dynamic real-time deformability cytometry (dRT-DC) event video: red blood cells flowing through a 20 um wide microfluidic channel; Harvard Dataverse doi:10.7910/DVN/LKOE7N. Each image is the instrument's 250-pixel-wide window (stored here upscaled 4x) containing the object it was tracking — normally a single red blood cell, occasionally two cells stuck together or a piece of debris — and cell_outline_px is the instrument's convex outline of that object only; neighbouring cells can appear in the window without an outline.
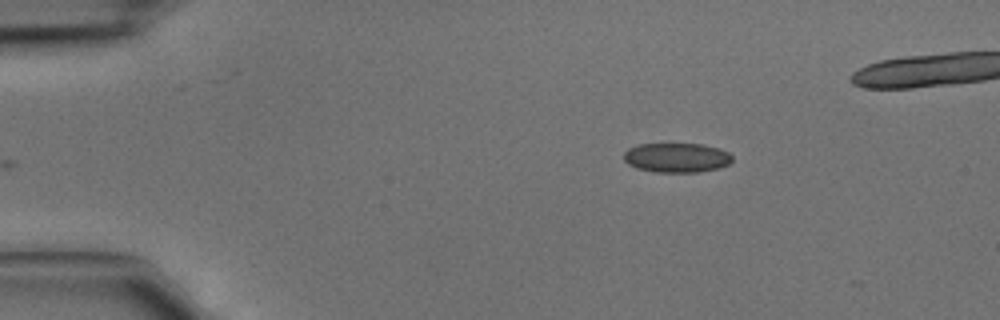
{"species": "common noctule bat (a hibernating species)", "species_latin": "Nyctalus noctula", "temperature_condition": "cold", "stored_images_in_passage": 3, "camera_frame_rate_fps": 3000, "um_per_image_px": 0.085, "animal": {"sex": "male", "body_mass_g": 15.6}, "frame": {"image": 1, "passage_image": 3, "time_ms": 0.667, "image_size_px": [1000, 320], "cell_outline_px": [[732, 160], [728, 164], [720, 168], [700, 172], [656, 172], [636, 168], [628, 164], [624, 160], [624, 152], [628, 148], [640, 144], [704, 144], [720, 148], [728, 152], [732, 156]], "centroid_in_image_um": [57.53, 13.4], "position_along_channel_um": 27.5, "area_um2": 18.79}}